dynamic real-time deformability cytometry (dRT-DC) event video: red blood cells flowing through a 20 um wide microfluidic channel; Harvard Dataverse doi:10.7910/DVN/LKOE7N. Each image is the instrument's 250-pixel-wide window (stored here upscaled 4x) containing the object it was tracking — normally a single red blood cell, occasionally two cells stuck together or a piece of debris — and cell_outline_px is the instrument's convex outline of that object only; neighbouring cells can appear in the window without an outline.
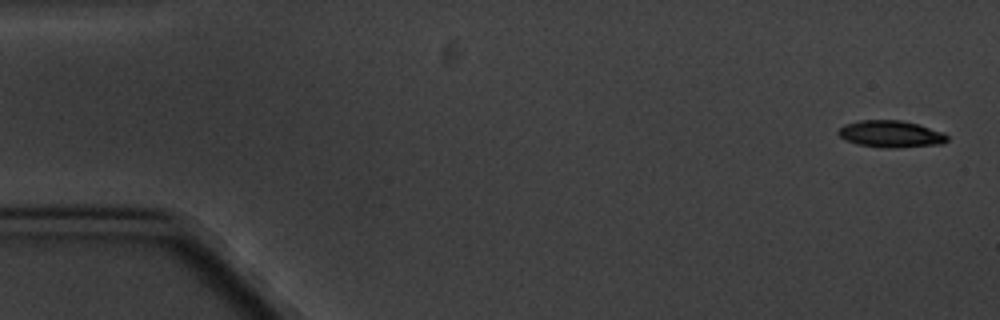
{"species": "common noctule bat (a hibernating species)", "species_latin": "Nyctalus noctula", "temperature_condition": "cold", "stored_images_in_passage": 4, "camera_frame_rate_fps": 3000, "um_per_image_px": 0.085, "animal": {"sex": "male", "body_mass_g": 20.1, "forearm_length_mm": 53.5}, "frame": {"image": 1, "passage_image": 1, "time_ms": 0.0, "image_size_px": [1000, 320], "cell_outline_px": [[948, 140], [940, 144], [896, 148], [880, 148], [856, 144], [844, 140], [836, 132], [844, 124], [860, 120], [900, 120], [916, 124], [944, 132], [948, 136]], "centroid_in_image_um": [75.68, 11.4], "position_along_channel_um": 9.3, "area_um2": 17.17}}